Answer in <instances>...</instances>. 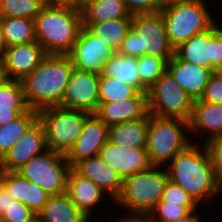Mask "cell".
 Listing matches in <instances>:
<instances>
[{"label": "cell", "mask_w": 222, "mask_h": 222, "mask_svg": "<svg viewBox=\"0 0 222 222\" xmlns=\"http://www.w3.org/2000/svg\"><path fill=\"white\" fill-rule=\"evenodd\" d=\"M168 179L179 185L199 205L211 207L214 200L222 198V185L219 183L210 156L204 144H190L167 165ZM214 198V199H213ZM207 200V201H206ZM213 203H211L212 201ZM206 202V204H204ZM213 205V206H212Z\"/></svg>", "instance_id": "obj_1"}, {"label": "cell", "mask_w": 222, "mask_h": 222, "mask_svg": "<svg viewBox=\"0 0 222 222\" xmlns=\"http://www.w3.org/2000/svg\"><path fill=\"white\" fill-rule=\"evenodd\" d=\"M73 69L68 55H47L21 80L29 109L60 106Z\"/></svg>", "instance_id": "obj_2"}, {"label": "cell", "mask_w": 222, "mask_h": 222, "mask_svg": "<svg viewBox=\"0 0 222 222\" xmlns=\"http://www.w3.org/2000/svg\"><path fill=\"white\" fill-rule=\"evenodd\" d=\"M81 27V10L71 5L46 4L34 19L36 41L47 55H68Z\"/></svg>", "instance_id": "obj_3"}, {"label": "cell", "mask_w": 222, "mask_h": 222, "mask_svg": "<svg viewBox=\"0 0 222 222\" xmlns=\"http://www.w3.org/2000/svg\"><path fill=\"white\" fill-rule=\"evenodd\" d=\"M168 180L165 167L151 166L145 171L125 177L120 194L113 202L122 215H148L161 200ZM126 213V214H125Z\"/></svg>", "instance_id": "obj_4"}, {"label": "cell", "mask_w": 222, "mask_h": 222, "mask_svg": "<svg viewBox=\"0 0 222 222\" xmlns=\"http://www.w3.org/2000/svg\"><path fill=\"white\" fill-rule=\"evenodd\" d=\"M117 52L131 57H159L168 62L174 55V47L167 37L162 13L132 15L131 30Z\"/></svg>", "instance_id": "obj_5"}, {"label": "cell", "mask_w": 222, "mask_h": 222, "mask_svg": "<svg viewBox=\"0 0 222 222\" xmlns=\"http://www.w3.org/2000/svg\"><path fill=\"white\" fill-rule=\"evenodd\" d=\"M212 3L190 0L161 9L167 37L174 48L192 36L209 30L217 22L215 13L212 15L213 6H209Z\"/></svg>", "instance_id": "obj_6"}, {"label": "cell", "mask_w": 222, "mask_h": 222, "mask_svg": "<svg viewBox=\"0 0 222 222\" xmlns=\"http://www.w3.org/2000/svg\"><path fill=\"white\" fill-rule=\"evenodd\" d=\"M190 144L189 121L149 114L146 150L152 166L165 167Z\"/></svg>", "instance_id": "obj_7"}, {"label": "cell", "mask_w": 222, "mask_h": 222, "mask_svg": "<svg viewBox=\"0 0 222 222\" xmlns=\"http://www.w3.org/2000/svg\"><path fill=\"white\" fill-rule=\"evenodd\" d=\"M90 115L87 111L60 106L38 111V120L45 131L47 148L66 155L76 143L83 124Z\"/></svg>", "instance_id": "obj_8"}, {"label": "cell", "mask_w": 222, "mask_h": 222, "mask_svg": "<svg viewBox=\"0 0 222 222\" xmlns=\"http://www.w3.org/2000/svg\"><path fill=\"white\" fill-rule=\"evenodd\" d=\"M148 113L162 118L190 120L193 99L166 70L147 91Z\"/></svg>", "instance_id": "obj_9"}, {"label": "cell", "mask_w": 222, "mask_h": 222, "mask_svg": "<svg viewBox=\"0 0 222 222\" xmlns=\"http://www.w3.org/2000/svg\"><path fill=\"white\" fill-rule=\"evenodd\" d=\"M71 169L64 154L47 150L35 156L18 172L31 182H35L49 195L66 192L67 177Z\"/></svg>", "instance_id": "obj_10"}, {"label": "cell", "mask_w": 222, "mask_h": 222, "mask_svg": "<svg viewBox=\"0 0 222 222\" xmlns=\"http://www.w3.org/2000/svg\"><path fill=\"white\" fill-rule=\"evenodd\" d=\"M99 106V74L73 69L60 107L91 114Z\"/></svg>", "instance_id": "obj_11"}, {"label": "cell", "mask_w": 222, "mask_h": 222, "mask_svg": "<svg viewBox=\"0 0 222 222\" xmlns=\"http://www.w3.org/2000/svg\"><path fill=\"white\" fill-rule=\"evenodd\" d=\"M114 52L105 42L82 26L68 56L74 69L100 74L104 62Z\"/></svg>", "instance_id": "obj_12"}, {"label": "cell", "mask_w": 222, "mask_h": 222, "mask_svg": "<svg viewBox=\"0 0 222 222\" xmlns=\"http://www.w3.org/2000/svg\"><path fill=\"white\" fill-rule=\"evenodd\" d=\"M66 193L73 204L89 219H93V222L97 219L95 217L99 216V214L95 215V212L98 213L96 209L101 207L99 209L100 211L108 204L111 205L110 207L107 206V209H112L114 202L100 187L94 184L90 179L77 174L72 168L67 177ZM101 203H105V205L103 206Z\"/></svg>", "instance_id": "obj_13"}, {"label": "cell", "mask_w": 222, "mask_h": 222, "mask_svg": "<svg viewBox=\"0 0 222 222\" xmlns=\"http://www.w3.org/2000/svg\"><path fill=\"white\" fill-rule=\"evenodd\" d=\"M47 150L45 131L37 119L0 160V171H17L32 158Z\"/></svg>", "instance_id": "obj_14"}, {"label": "cell", "mask_w": 222, "mask_h": 222, "mask_svg": "<svg viewBox=\"0 0 222 222\" xmlns=\"http://www.w3.org/2000/svg\"><path fill=\"white\" fill-rule=\"evenodd\" d=\"M98 156L122 179L145 171L152 166L146 149L121 147L110 141L101 147Z\"/></svg>", "instance_id": "obj_15"}, {"label": "cell", "mask_w": 222, "mask_h": 222, "mask_svg": "<svg viewBox=\"0 0 222 222\" xmlns=\"http://www.w3.org/2000/svg\"><path fill=\"white\" fill-rule=\"evenodd\" d=\"M189 133L195 144H205L210 139L222 136V104L194 100Z\"/></svg>", "instance_id": "obj_16"}, {"label": "cell", "mask_w": 222, "mask_h": 222, "mask_svg": "<svg viewBox=\"0 0 222 222\" xmlns=\"http://www.w3.org/2000/svg\"><path fill=\"white\" fill-rule=\"evenodd\" d=\"M109 127L95 114L84 122L81 134L74 146L65 155L72 167L83 158L97 156L101 147L108 141Z\"/></svg>", "instance_id": "obj_17"}, {"label": "cell", "mask_w": 222, "mask_h": 222, "mask_svg": "<svg viewBox=\"0 0 222 222\" xmlns=\"http://www.w3.org/2000/svg\"><path fill=\"white\" fill-rule=\"evenodd\" d=\"M47 56L37 42L18 44L6 48L2 58L10 80L24 79Z\"/></svg>", "instance_id": "obj_18"}, {"label": "cell", "mask_w": 222, "mask_h": 222, "mask_svg": "<svg viewBox=\"0 0 222 222\" xmlns=\"http://www.w3.org/2000/svg\"><path fill=\"white\" fill-rule=\"evenodd\" d=\"M71 168L80 176L90 179L113 201L120 194L123 179L113 168L103 162L98 155L83 158Z\"/></svg>", "instance_id": "obj_19"}, {"label": "cell", "mask_w": 222, "mask_h": 222, "mask_svg": "<svg viewBox=\"0 0 222 222\" xmlns=\"http://www.w3.org/2000/svg\"><path fill=\"white\" fill-rule=\"evenodd\" d=\"M94 114L108 127L143 118L148 114L147 93L139 92L123 101L99 102Z\"/></svg>", "instance_id": "obj_20"}, {"label": "cell", "mask_w": 222, "mask_h": 222, "mask_svg": "<svg viewBox=\"0 0 222 222\" xmlns=\"http://www.w3.org/2000/svg\"><path fill=\"white\" fill-rule=\"evenodd\" d=\"M167 71L193 100L200 99L214 73L209 68L182 61L175 55L167 62Z\"/></svg>", "instance_id": "obj_21"}, {"label": "cell", "mask_w": 222, "mask_h": 222, "mask_svg": "<svg viewBox=\"0 0 222 222\" xmlns=\"http://www.w3.org/2000/svg\"><path fill=\"white\" fill-rule=\"evenodd\" d=\"M0 181L15 201L23 203L35 214H39L50 196L35 182L27 180L16 171H0Z\"/></svg>", "instance_id": "obj_22"}, {"label": "cell", "mask_w": 222, "mask_h": 222, "mask_svg": "<svg viewBox=\"0 0 222 222\" xmlns=\"http://www.w3.org/2000/svg\"><path fill=\"white\" fill-rule=\"evenodd\" d=\"M148 127L149 113L143 118L110 126L108 141L121 147L146 149Z\"/></svg>", "instance_id": "obj_23"}, {"label": "cell", "mask_w": 222, "mask_h": 222, "mask_svg": "<svg viewBox=\"0 0 222 222\" xmlns=\"http://www.w3.org/2000/svg\"><path fill=\"white\" fill-rule=\"evenodd\" d=\"M174 55L182 61L211 69L212 27L179 44L174 48Z\"/></svg>", "instance_id": "obj_24"}, {"label": "cell", "mask_w": 222, "mask_h": 222, "mask_svg": "<svg viewBox=\"0 0 222 222\" xmlns=\"http://www.w3.org/2000/svg\"><path fill=\"white\" fill-rule=\"evenodd\" d=\"M38 215L42 222H93L73 204L66 192L50 195Z\"/></svg>", "instance_id": "obj_25"}, {"label": "cell", "mask_w": 222, "mask_h": 222, "mask_svg": "<svg viewBox=\"0 0 222 222\" xmlns=\"http://www.w3.org/2000/svg\"><path fill=\"white\" fill-rule=\"evenodd\" d=\"M80 10L82 23H99L118 18H132L124 0H93Z\"/></svg>", "instance_id": "obj_26"}, {"label": "cell", "mask_w": 222, "mask_h": 222, "mask_svg": "<svg viewBox=\"0 0 222 222\" xmlns=\"http://www.w3.org/2000/svg\"><path fill=\"white\" fill-rule=\"evenodd\" d=\"M99 76L116 78L135 86L140 91L137 57L114 52L103 64Z\"/></svg>", "instance_id": "obj_27"}, {"label": "cell", "mask_w": 222, "mask_h": 222, "mask_svg": "<svg viewBox=\"0 0 222 222\" xmlns=\"http://www.w3.org/2000/svg\"><path fill=\"white\" fill-rule=\"evenodd\" d=\"M92 34L117 52L131 30V18H118L99 23H82Z\"/></svg>", "instance_id": "obj_28"}, {"label": "cell", "mask_w": 222, "mask_h": 222, "mask_svg": "<svg viewBox=\"0 0 222 222\" xmlns=\"http://www.w3.org/2000/svg\"><path fill=\"white\" fill-rule=\"evenodd\" d=\"M37 119L38 112L29 109L17 119L0 126V160Z\"/></svg>", "instance_id": "obj_29"}, {"label": "cell", "mask_w": 222, "mask_h": 222, "mask_svg": "<svg viewBox=\"0 0 222 222\" xmlns=\"http://www.w3.org/2000/svg\"><path fill=\"white\" fill-rule=\"evenodd\" d=\"M1 26L7 47L36 41L33 19L1 18Z\"/></svg>", "instance_id": "obj_30"}, {"label": "cell", "mask_w": 222, "mask_h": 222, "mask_svg": "<svg viewBox=\"0 0 222 222\" xmlns=\"http://www.w3.org/2000/svg\"><path fill=\"white\" fill-rule=\"evenodd\" d=\"M140 91L116 78L99 76V102H115L135 97Z\"/></svg>", "instance_id": "obj_31"}, {"label": "cell", "mask_w": 222, "mask_h": 222, "mask_svg": "<svg viewBox=\"0 0 222 222\" xmlns=\"http://www.w3.org/2000/svg\"><path fill=\"white\" fill-rule=\"evenodd\" d=\"M140 92L147 93L148 89L167 70V61L163 58L143 55L137 57Z\"/></svg>", "instance_id": "obj_32"}, {"label": "cell", "mask_w": 222, "mask_h": 222, "mask_svg": "<svg viewBox=\"0 0 222 222\" xmlns=\"http://www.w3.org/2000/svg\"><path fill=\"white\" fill-rule=\"evenodd\" d=\"M44 0H0V18L35 19L45 6Z\"/></svg>", "instance_id": "obj_33"}, {"label": "cell", "mask_w": 222, "mask_h": 222, "mask_svg": "<svg viewBox=\"0 0 222 222\" xmlns=\"http://www.w3.org/2000/svg\"><path fill=\"white\" fill-rule=\"evenodd\" d=\"M190 212L186 206L160 200L147 216L152 222H170L187 216Z\"/></svg>", "instance_id": "obj_34"}, {"label": "cell", "mask_w": 222, "mask_h": 222, "mask_svg": "<svg viewBox=\"0 0 222 222\" xmlns=\"http://www.w3.org/2000/svg\"><path fill=\"white\" fill-rule=\"evenodd\" d=\"M161 200L167 203L186 206L190 211L197 210L200 207L185 190L169 179L164 186Z\"/></svg>", "instance_id": "obj_35"}, {"label": "cell", "mask_w": 222, "mask_h": 222, "mask_svg": "<svg viewBox=\"0 0 222 222\" xmlns=\"http://www.w3.org/2000/svg\"><path fill=\"white\" fill-rule=\"evenodd\" d=\"M0 104L27 105L21 81L9 80L5 85L0 86Z\"/></svg>", "instance_id": "obj_36"}, {"label": "cell", "mask_w": 222, "mask_h": 222, "mask_svg": "<svg viewBox=\"0 0 222 222\" xmlns=\"http://www.w3.org/2000/svg\"><path fill=\"white\" fill-rule=\"evenodd\" d=\"M202 102L222 104V73L214 72L199 99Z\"/></svg>", "instance_id": "obj_37"}, {"label": "cell", "mask_w": 222, "mask_h": 222, "mask_svg": "<svg viewBox=\"0 0 222 222\" xmlns=\"http://www.w3.org/2000/svg\"><path fill=\"white\" fill-rule=\"evenodd\" d=\"M220 20L212 26L211 70L213 72L221 71L222 69V24Z\"/></svg>", "instance_id": "obj_38"}, {"label": "cell", "mask_w": 222, "mask_h": 222, "mask_svg": "<svg viewBox=\"0 0 222 222\" xmlns=\"http://www.w3.org/2000/svg\"><path fill=\"white\" fill-rule=\"evenodd\" d=\"M36 214L19 201L11 203L8 209L0 216L2 222H26Z\"/></svg>", "instance_id": "obj_39"}, {"label": "cell", "mask_w": 222, "mask_h": 222, "mask_svg": "<svg viewBox=\"0 0 222 222\" xmlns=\"http://www.w3.org/2000/svg\"><path fill=\"white\" fill-rule=\"evenodd\" d=\"M204 146L208 151L218 181L222 185V136L208 140Z\"/></svg>", "instance_id": "obj_40"}, {"label": "cell", "mask_w": 222, "mask_h": 222, "mask_svg": "<svg viewBox=\"0 0 222 222\" xmlns=\"http://www.w3.org/2000/svg\"><path fill=\"white\" fill-rule=\"evenodd\" d=\"M131 15L150 14L161 11L158 0H124Z\"/></svg>", "instance_id": "obj_41"}, {"label": "cell", "mask_w": 222, "mask_h": 222, "mask_svg": "<svg viewBox=\"0 0 222 222\" xmlns=\"http://www.w3.org/2000/svg\"><path fill=\"white\" fill-rule=\"evenodd\" d=\"M29 110L28 105H3L0 104V126H3Z\"/></svg>", "instance_id": "obj_42"}, {"label": "cell", "mask_w": 222, "mask_h": 222, "mask_svg": "<svg viewBox=\"0 0 222 222\" xmlns=\"http://www.w3.org/2000/svg\"><path fill=\"white\" fill-rule=\"evenodd\" d=\"M14 202L15 200L10 196L5 185L0 181V216L8 209L11 203Z\"/></svg>", "instance_id": "obj_43"}, {"label": "cell", "mask_w": 222, "mask_h": 222, "mask_svg": "<svg viewBox=\"0 0 222 222\" xmlns=\"http://www.w3.org/2000/svg\"><path fill=\"white\" fill-rule=\"evenodd\" d=\"M203 209V207H199L197 210L191 211L187 216L179 218L177 220H173L170 222H203L206 221L205 219L202 220L201 216H204L199 210Z\"/></svg>", "instance_id": "obj_44"}, {"label": "cell", "mask_w": 222, "mask_h": 222, "mask_svg": "<svg viewBox=\"0 0 222 222\" xmlns=\"http://www.w3.org/2000/svg\"><path fill=\"white\" fill-rule=\"evenodd\" d=\"M118 215L115 222H152L147 215H120L119 217Z\"/></svg>", "instance_id": "obj_45"}, {"label": "cell", "mask_w": 222, "mask_h": 222, "mask_svg": "<svg viewBox=\"0 0 222 222\" xmlns=\"http://www.w3.org/2000/svg\"><path fill=\"white\" fill-rule=\"evenodd\" d=\"M10 80L6 67L4 64V60L0 57V86L5 85Z\"/></svg>", "instance_id": "obj_46"}, {"label": "cell", "mask_w": 222, "mask_h": 222, "mask_svg": "<svg viewBox=\"0 0 222 222\" xmlns=\"http://www.w3.org/2000/svg\"><path fill=\"white\" fill-rule=\"evenodd\" d=\"M190 0H158V3L160 5V8L163 9L165 7H168L170 5L173 4H179V3H183V2H187Z\"/></svg>", "instance_id": "obj_47"}, {"label": "cell", "mask_w": 222, "mask_h": 222, "mask_svg": "<svg viewBox=\"0 0 222 222\" xmlns=\"http://www.w3.org/2000/svg\"><path fill=\"white\" fill-rule=\"evenodd\" d=\"M45 4L71 5L74 6V0H44Z\"/></svg>", "instance_id": "obj_48"}, {"label": "cell", "mask_w": 222, "mask_h": 222, "mask_svg": "<svg viewBox=\"0 0 222 222\" xmlns=\"http://www.w3.org/2000/svg\"><path fill=\"white\" fill-rule=\"evenodd\" d=\"M6 48H7V45L4 40L3 30H2V26H1V18H0V57L3 56Z\"/></svg>", "instance_id": "obj_49"}, {"label": "cell", "mask_w": 222, "mask_h": 222, "mask_svg": "<svg viewBox=\"0 0 222 222\" xmlns=\"http://www.w3.org/2000/svg\"><path fill=\"white\" fill-rule=\"evenodd\" d=\"M91 1L93 0H74V6L78 9H81L84 5Z\"/></svg>", "instance_id": "obj_50"}, {"label": "cell", "mask_w": 222, "mask_h": 222, "mask_svg": "<svg viewBox=\"0 0 222 222\" xmlns=\"http://www.w3.org/2000/svg\"><path fill=\"white\" fill-rule=\"evenodd\" d=\"M26 222H42L41 218L39 217L38 214H36L33 218H31L30 220L26 221Z\"/></svg>", "instance_id": "obj_51"}]
</instances>
